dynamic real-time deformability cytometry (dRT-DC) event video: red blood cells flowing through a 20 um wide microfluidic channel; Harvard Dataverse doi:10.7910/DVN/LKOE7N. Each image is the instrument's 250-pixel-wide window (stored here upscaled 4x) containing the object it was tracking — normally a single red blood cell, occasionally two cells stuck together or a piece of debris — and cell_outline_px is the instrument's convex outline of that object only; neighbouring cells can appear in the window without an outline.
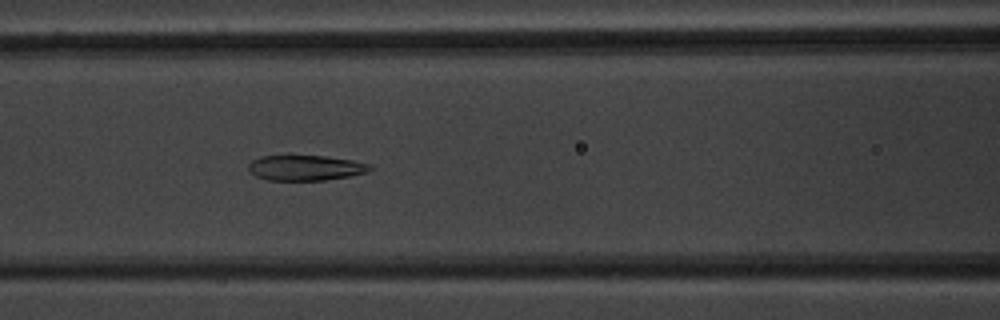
{"species": "common noctule bat (a hibernating species)", "species_latin": "Nyctalus noctula", "temperature_condition": "warm", "stored_images_in_passage": 15, "camera_frame_rate_fps": 3000, "um_per_image_px": 0.085, "animal": {"sex": "male", "body_mass_g": 20.1, "forearm_length_mm": 53.5}, "frame": {"image": 1, "passage_image": 15, "time_ms": 4.667, "image_size_px": [1000, 320], "cell_outline_px": [[372, 168], [368, 172], [348, 176], [324, 180], [268, 180], [256, 176], [248, 172], [248, 164], [252, 160], [260, 156], [288, 152], [324, 156], [352, 160], [372, 164]], "centroid_in_image_um": [25.89, 14.21], "position_along_channel_um": 140.7, "area_um2": 18.84}}